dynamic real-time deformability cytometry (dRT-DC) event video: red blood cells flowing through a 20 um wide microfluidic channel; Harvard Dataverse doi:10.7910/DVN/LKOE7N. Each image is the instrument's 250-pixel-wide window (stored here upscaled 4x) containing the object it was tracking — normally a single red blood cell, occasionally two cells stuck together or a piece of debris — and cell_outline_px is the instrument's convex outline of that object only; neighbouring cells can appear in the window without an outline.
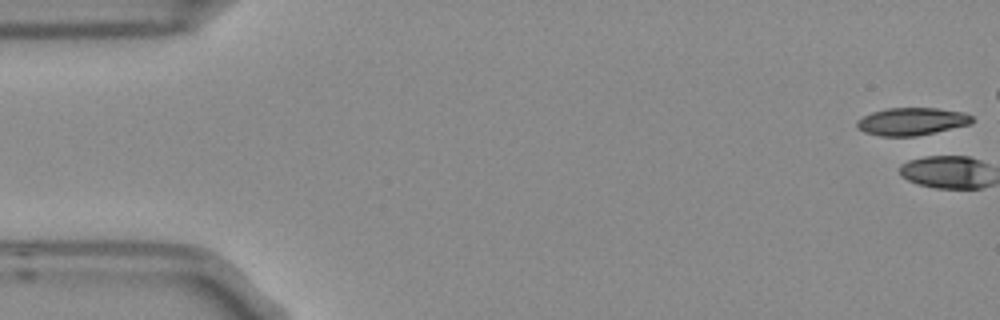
{"species": "Egyptian fruit bat (a non-hibernating species)", "species_latin": "Rousettus aegyptiacus", "temperature_condition": "room temperature", "stored_images_in_passage": 6, "camera_frame_rate_fps": 3000, "um_per_image_px": 0.085, "frame": {"image": 1, "passage_image": 1, "time_ms": 0.0, "image_size_px": [1000, 320], "cell_outline_px": [[972, 124], [916, 136], [880, 136], [864, 132], [856, 128], [856, 120], [872, 112], [888, 108], [936, 108], [964, 112], [972, 116]], "centroid_in_image_um": [77.48, 10.32], "position_along_channel_um": 7.5, "area_um2": 18.55}}